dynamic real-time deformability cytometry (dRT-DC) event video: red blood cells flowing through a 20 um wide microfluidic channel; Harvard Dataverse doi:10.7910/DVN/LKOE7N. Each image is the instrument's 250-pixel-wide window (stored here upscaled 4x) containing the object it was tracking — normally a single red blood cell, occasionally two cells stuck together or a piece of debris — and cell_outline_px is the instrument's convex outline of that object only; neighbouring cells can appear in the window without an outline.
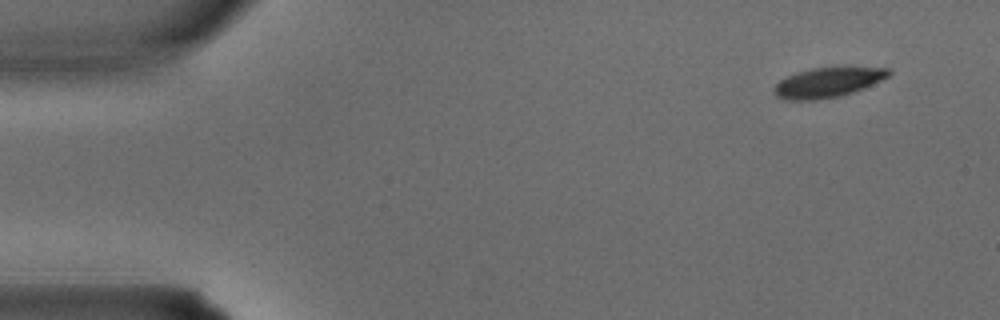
{"species": "common noctule bat (a hibernating species)", "species_latin": "Nyctalus noctula", "temperature_condition": "warm", "stored_images_in_passage": 3, "camera_frame_rate_fps": 3000, "um_per_image_px": 0.085, "animal": {"sex": "male", "body_mass_g": 15.6}, "frame": {"image": 1, "passage_image": 1, "time_ms": 0.0, "image_size_px": [1000, 320], "cell_outline_px": [[892, 72], [888, 76], [864, 88], [840, 96], [816, 100], [788, 100], [776, 96], [772, 92], [772, 88], [780, 80], [796, 72], [812, 68], [888, 68]], "centroid_in_image_um": [70.29, 7.02], "position_along_channel_um": 14.7, "area_um2": 19.65}}
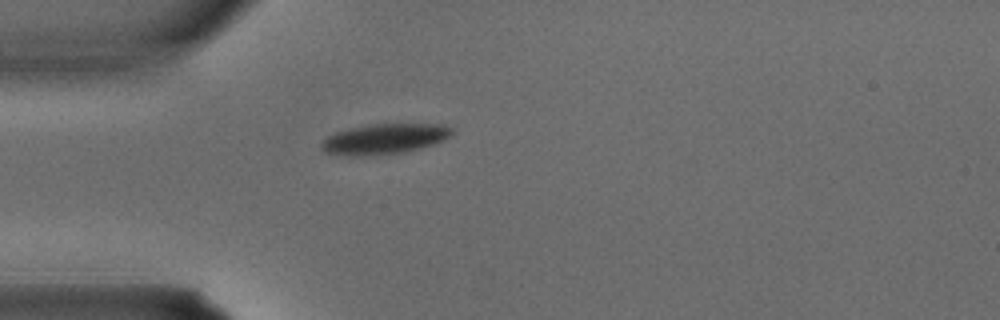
{"frame": {"image": 2, "passage_image": 3, "time_ms": 0.667, "image_size_px": [1000, 320], "cell_outline_px": [[452, 132], [448, 136], [432, 144], [420, 148], [404, 152], [372, 156], [344, 156], [324, 152], [320, 148], [320, 144], [328, 136], [336, 132], [352, 128], [372, 124], [444, 124], [452, 128]], "centroid_in_image_um": [32.62, 11.82], "position_along_channel_um": 52.4, "area_um2": 22.95}}